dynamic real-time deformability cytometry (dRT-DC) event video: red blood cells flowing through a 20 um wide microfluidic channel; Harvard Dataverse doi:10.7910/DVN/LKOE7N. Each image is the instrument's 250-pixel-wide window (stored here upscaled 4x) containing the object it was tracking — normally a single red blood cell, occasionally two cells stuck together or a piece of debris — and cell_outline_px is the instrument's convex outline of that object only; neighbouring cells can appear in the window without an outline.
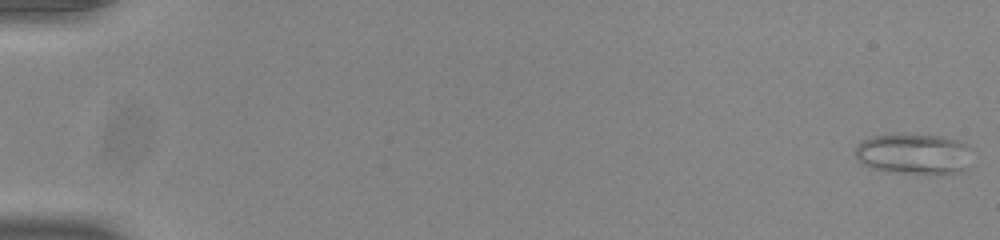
{"species": "common noctule bat (a hibernating species)", "species_latin": "Nyctalus noctula", "temperature_condition": "room temperature", "stored_images_in_passage": 54, "camera_frame_rate_fps": 3000, "um_per_image_px": 0.085, "animal": {"sex": "male", "body_mass_g": 20.0, "forearm_length_mm": 53.3}, "frame": {"image": 1, "passage_image": 1, "time_ms": 0.0, "image_size_px": [1000, 240], "cell_outline_px": [[976, 148], [968, 168], [964, 172], [888, 172], [872, 168], [856, 160], [856, 148], [864, 140], [872, 136], [892, 132], [904, 132], [944, 136], [960, 140]], "centroid_in_image_um": [77.77, 13.02], "position_along_channel_um": 7.2, "area_um2": 28.67}}
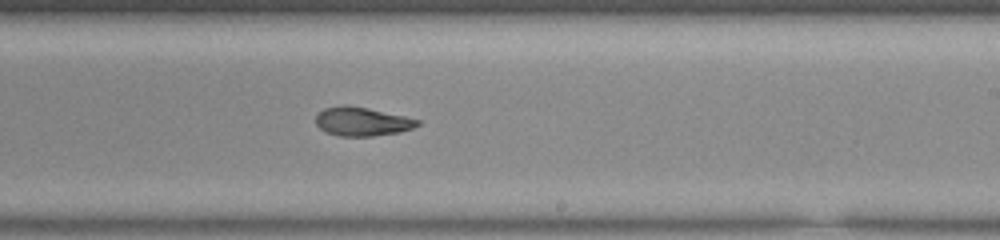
{"frame": {"image": 2, "passage_image": 34, "time_ms": 11.0, "image_size_px": [1000, 240], "cell_outline_px": [[420, 124], [412, 128], [400, 132], [372, 136], [340, 136], [324, 132], [316, 124], [316, 116], [324, 108], [344, 104], [348, 104], [368, 108], [404, 116], [420, 120]], "centroid_in_image_um": [30.75, 10.32], "position_along_channel_um": 258.2, "area_um2": 17.11}}
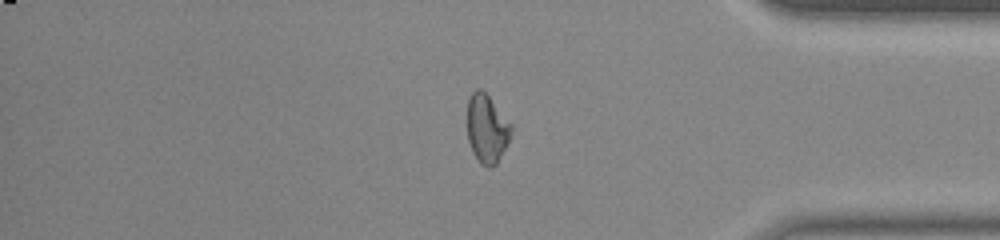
{"frame": {"image": 3, "passage_image": 46, "time_ms": 15.0, "image_size_px": [1000, 240], "cell_outline_px": [[512, 132], [508, 144], [496, 164], [492, 168], [488, 168], [480, 164], [472, 152], [468, 140], [468, 100], [472, 92], [476, 88], [480, 88], [488, 96], [512, 124]], "centroid_in_image_um": [41.39, 10.97], "position_along_channel_um": 393.8, "area_um2": 17.63}, "authors_computed_cell_mechanics": {"area_um2": 18.3804, "velocity_mm_per_s": 3.8681, "shape_relaxation_time_tau1_ms": 9.4798, "shape_relaxation_time_tau2_ms": 2.8664, "deformation_change_tau1": 0.2318, "deformation_change_tau2": 0.0988}}